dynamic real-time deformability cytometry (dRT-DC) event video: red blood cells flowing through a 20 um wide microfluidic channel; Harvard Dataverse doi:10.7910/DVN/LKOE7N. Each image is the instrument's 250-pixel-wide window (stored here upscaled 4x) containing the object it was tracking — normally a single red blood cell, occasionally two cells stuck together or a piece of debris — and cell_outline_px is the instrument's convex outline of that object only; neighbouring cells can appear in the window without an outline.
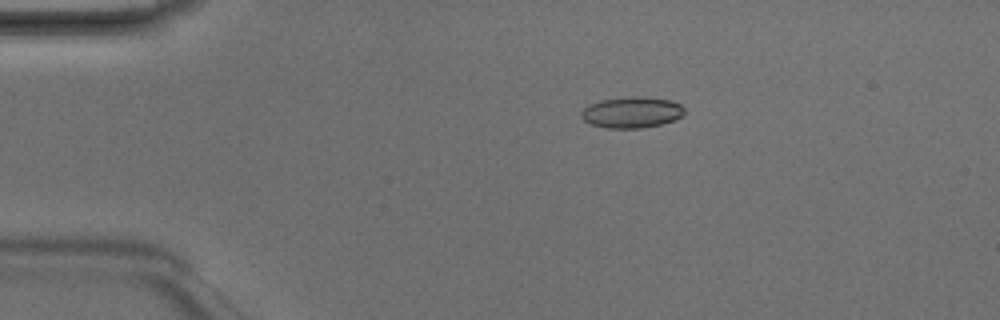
{"species": "Egyptian fruit bat (a non-hibernating species)", "species_latin": "Rousettus aegyptiacus", "temperature_condition": "room temperature", "stored_images_in_passage": 4, "camera_frame_rate_fps": 3000, "um_per_image_px": 0.085, "animal": {"sex": "male"}, "frame": {"image": 1, "passage_image": 3, "time_ms": 0.667, "image_size_px": [1000, 320], "cell_outline_px": [[684, 112], [676, 120], [660, 124], [640, 128], [608, 128], [592, 124], [584, 120], [580, 116], [580, 112], [588, 104], [600, 100], [628, 96], [644, 96], [672, 100], [680, 104], [684, 108]], "centroid_in_image_um": [53.69, 9.53], "position_along_channel_um": 31.3, "area_um2": 18.84}}